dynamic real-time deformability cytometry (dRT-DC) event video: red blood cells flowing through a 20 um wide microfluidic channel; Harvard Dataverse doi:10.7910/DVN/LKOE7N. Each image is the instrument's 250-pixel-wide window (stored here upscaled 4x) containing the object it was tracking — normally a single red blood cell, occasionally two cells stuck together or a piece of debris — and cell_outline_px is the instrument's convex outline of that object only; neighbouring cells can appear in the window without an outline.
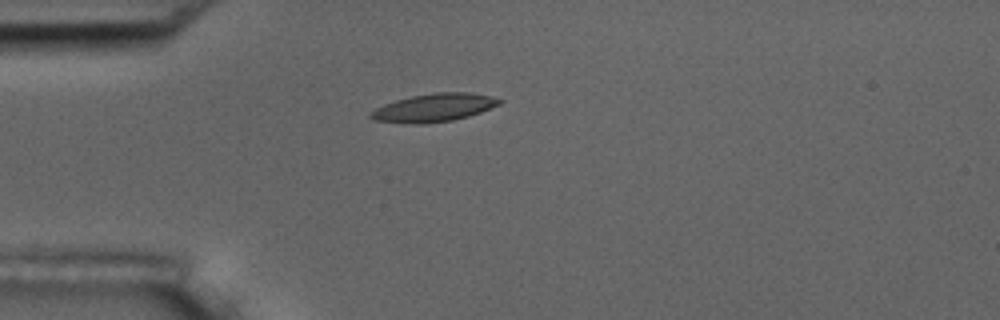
{"species": "common noctule bat (a hibernating species)", "species_latin": "Nyctalus noctula", "temperature_condition": "room temperature", "stored_images_in_passage": 10, "camera_frame_rate_fps": 3000, "um_per_image_px": 0.085, "animal": {"sex": "male", "body_mass_g": 17.5, "forearm_length_mm": 52.3}, "frame": {"image": 1, "passage_image": 4, "time_ms": 4.333, "image_size_px": [1000, 320], "cell_outline_px": [[504, 100], [500, 104], [480, 112], [468, 116], [452, 120], [420, 124], [416, 124], [376, 120], [368, 116], [368, 112], [384, 104], [396, 100], [412, 96], [436, 92], [468, 92], [488, 96]], "centroid_in_image_um": [36.87, 9.15], "position_along_channel_um": 48.1, "area_um2": 20.81}}
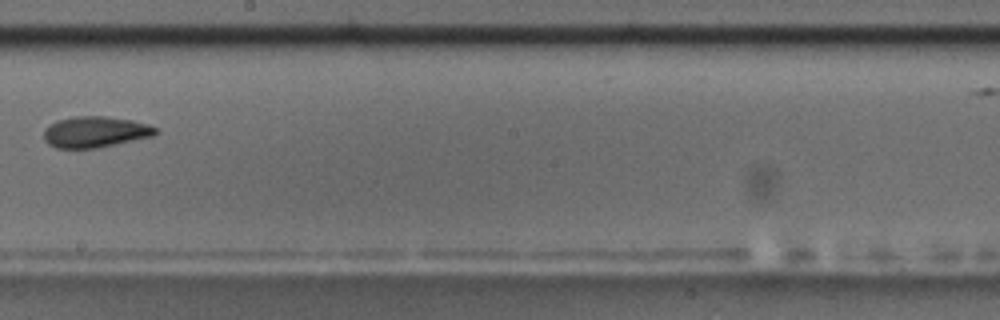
{"frame": {"image": 2, "passage_image": 9, "time_ms": 10.0, "image_size_px": [1000, 320], "cell_outline_px": [[156, 132], [152, 136], [96, 148], [56, 148], [48, 144], [44, 140], [44, 128], [48, 124], [56, 120], [76, 116], [104, 116], [132, 120], [148, 124], [156, 128]], "centroid_in_image_um": [8.03, 11.2], "position_along_channel_um": 240.2, "area_um2": 20.17}}